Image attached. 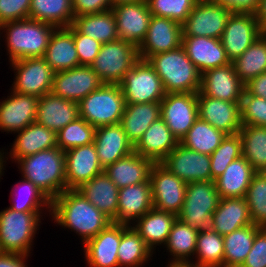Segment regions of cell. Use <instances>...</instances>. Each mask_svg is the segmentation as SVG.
Segmentation results:
<instances>
[{
  "label": "cell",
  "mask_w": 266,
  "mask_h": 267,
  "mask_svg": "<svg viewBox=\"0 0 266 267\" xmlns=\"http://www.w3.org/2000/svg\"><path fill=\"white\" fill-rule=\"evenodd\" d=\"M51 215L58 225L81 236L83 245L112 223L76 189H66L52 200Z\"/></svg>",
  "instance_id": "cell-1"
},
{
  "label": "cell",
  "mask_w": 266,
  "mask_h": 267,
  "mask_svg": "<svg viewBox=\"0 0 266 267\" xmlns=\"http://www.w3.org/2000/svg\"><path fill=\"white\" fill-rule=\"evenodd\" d=\"M22 177L31 181L51 200L67 189L65 151L54 147L18 159Z\"/></svg>",
  "instance_id": "cell-2"
},
{
  "label": "cell",
  "mask_w": 266,
  "mask_h": 267,
  "mask_svg": "<svg viewBox=\"0 0 266 267\" xmlns=\"http://www.w3.org/2000/svg\"><path fill=\"white\" fill-rule=\"evenodd\" d=\"M147 61L161 78L166 94L200 91L201 74L182 45L177 49L152 55Z\"/></svg>",
  "instance_id": "cell-3"
},
{
  "label": "cell",
  "mask_w": 266,
  "mask_h": 267,
  "mask_svg": "<svg viewBox=\"0 0 266 267\" xmlns=\"http://www.w3.org/2000/svg\"><path fill=\"white\" fill-rule=\"evenodd\" d=\"M55 28L49 23L30 18L0 25V31L6 33L4 38H6L9 62L43 57Z\"/></svg>",
  "instance_id": "cell-4"
},
{
  "label": "cell",
  "mask_w": 266,
  "mask_h": 267,
  "mask_svg": "<svg viewBox=\"0 0 266 267\" xmlns=\"http://www.w3.org/2000/svg\"><path fill=\"white\" fill-rule=\"evenodd\" d=\"M220 196L214 181H195L187 184L183 207L177 218L193 227L198 233L211 231L214 226L213 212Z\"/></svg>",
  "instance_id": "cell-5"
},
{
  "label": "cell",
  "mask_w": 266,
  "mask_h": 267,
  "mask_svg": "<svg viewBox=\"0 0 266 267\" xmlns=\"http://www.w3.org/2000/svg\"><path fill=\"white\" fill-rule=\"evenodd\" d=\"M125 104L120 84H103L78 102L79 117L95 128L119 124Z\"/></svg>",
  "instance_id": "cell-6"
},
{
  "label": "cell",
  "mask_w": 266,
  "mask_h": 267,
  "mask_svg": "<svg viewBox=\"0 0 266 267\" xmlns=\"http://www.w3.org/2000/svg\"><path fill=\"white\" fill-rule=\"evenodd\" d=\"M41 214L14 211L9 207L0 211V251L30 256Z\"/></svg>",
  "instance_id": "cell-7"
},
{
  "label": "cell",
  "mask_w": 266,
  "mask_h": 267,
  "mask_svg": "<svg viewBox=\"0 0 266 267\" xmlns=\"http://www.w3.org/2000/svg\"><path fill=\"white\" fill-rule=\"evenodd\" d=\"M138 60V48L118 39L102 44L91 68L104 84H120Z\"/></svg>",
  "instance_id": "cell-8"
},
{
  "label": "cell",
  "mask_w": 266,
  "mask_h": 267,
  "mask_svg": "<svg viewBox=\"0 0 266 267\" xmlns=\"http://www.w3.org/2000/svg\"><path fill=\"white\" fill-rule=\"evenodd\" d=\"M126 104L160 102L165 97L161 78L147 60L139 59L120 83Z\"/></svg>",
  "instance_id": "cell-9"
},
{
  "label": "cell",
  "mask_w": 266,
  "mask_h": 267,
  "mask_svg": "<svg viewBox=\"0 0 266 267\" xmlns=\"http://www.w3.org/2000/svg\"><path fill=\"white\" fill-rule=\"evenodd\" d=\"M232 13L215 1L198 0L182 24V37L199 36L220 39Z\"/></svg>",
  "instance_id": "cell-10"
},
{
  "label": "cell",
  "mask_w": 266,
  "mask_h": 267,
  "mask_svg": "<svg viewBox=\"0 0 266 267\" xmlns=\"http://www.w3.org/2000/svg\"><path fill=\"white\" fill-rule=\"evenodd\" d=\"M10 64L16 73L12 91L38 97L51 92L55 72L43 57L24 58Z\"/></svg>",
  "instance_id": "cell-11"
},
{
  "label": "cell",
  "mask_w": 266,
  "mask_h": 267,
  "mask_svg": "<svg viewBox=\"0 0 266 267\" xmlns=\"http://www.w3.org/2000/svg\"><path fill=\"white\" fill-rule=\"evenodd\" d=\"M149 181L153 207L178 216L183 207L187 184L160 163L152 165Z\"/></svg>",
  "instance_id": "cell-12"
},
{
  "label": "cell",
  "mask_w": 266,
  "mask_h": 267,
  "mask_svg": "<svg viewBox=\"0 0 266 267\" xmlns=\"http://www.w3.org/2000/svg\"><path fill=\"white\" fill-rule=\"evenodd\" d=\"M160 117L180 142L198 118L197 93H167L160 101Z\"/></svg>",
  "instance_id": "cell-13"
},
{
  "label": "cell",
  "mask_w": 266,
  "mask_h": 267,
  "mask_svg": "<svg viewBox=\"0 0 266 267\" xmlns=\"http://www.w3.org/2000/svg\"><path fill=\"white\" fill-rule=\"evenodd\" d=\"M264 33L253 13H232L220 38L227 58L233 62Z\"/></svg>",
  "instance_id": "cell-14"
},
{
  "label": "cell",
  "mask_w": 266,
  "mask_h": 267,
  "mask_svg": "<svg viewBox=\"0 0 266 267\" xmlns=\"http://www.w3.org/2000/svg\"><path fill=\"white\" fill-rule=\"evenodd\" d=\"M160 164L186 184L212 180L210 156L188 149L180 143Z\"/></svg>",
  "instance_id": "cell-15"
},
{
  "label": "cell",
  "mask_w": 266,
  "mask_h": 267,
  "mask_svg": "<svg viewBox=\"0 0 266 267\" xmlns=\"http://www.w3.org/2000/svg\"><path fill=\"white\" fill-rule=\"evenodd\" d=\"M182 25L165 17L152 15L148 32L138 47L139 59L171 51L182 45Z\"/></svg>",
  "instance_id": "cell-16"
},
{
  "label": "cell",
  "mask_w": 266,
  "mask_h": 267,
  "mask_svg": "<svg viewBox=\"0 0 266 267\" xmlns=\"http://www.w3.org/2000/svg\"><path fill=\"white\" fill-rule=\"evenodd\" d=\"M103 84L91 66L80 65L55 72L51 92L64 99L79 102Z\"/></svg>",
  "instance_id": "cell-17"
},
{
  "label": "cell",
  "mask_w": 266,
  "mask_h": 267,
  "mask_svg": "<svg viewBox=\"0 0 266 267\" xmlns=\"http://www.w3.org/2000/svg\"><path fill=\"white\" fill-rule=\"evenodd\" d=\"M111 10L116 18L118 38L138 48L148 32L152 17L147 1L122 3Z\"/></svg>",
  "instance_id": "cell-18"
},
{
  "label": "cell",
  "mask_w": 266,
  "mask_h": 267,
  "mask_svg": "<svg viewBox=\"0 0 266 267\" xmlns=\"http://www.w3.org/2000/svg\"><path fill=\"white\" fill-rule=\"evenodd\" d=\"M198 117L227 135H234L242 127L240 102L215 99L197 92Z\"/></svg>",
  "instance_id": "cell-19"
},
{
  "label": "cell",
  "mask_w": 266,
  "mask_h": 267,
  "mask_svg": "<svg viewBox=\"0 0 266 267\" xmlns=\"http://www.w3.org/2000/svg\"><path fill=\"white\" fill-rule=\"evenodd\" d=\"M65 167L67 189H77L104 171L94 142L66 150Z\"/></svg>",
  "instance_id": "cell-20"
},
{
  "label": "cell",
  "mask_w": 266,
  "mask_h": 267,
  "mask_svg": "<svg viewBox=\"0 0 266 267\" xmlns=\"http://www.w3.org/2000/svg\"><path fill=\"white\" fill-rule=\"evenodd\" d=\"M244 87L245 84L236 75L232 62L201 74L200 92L215 99L240 102Z\"/></svg>",
  "instance_id": "cell-21"
},
{
  "label": "cell",
  "mask_w": 266,
  "mask_h": 267,
  "mask_svg": "<svg viewBox=\"0 0 266 267\" xmlns=\"http://www.w3.org/2000/svg\"><path fill=\"white\" fill-rule=\"evenodd\" d=\"M38 100V96L11 91L0 102V130L15 133L35 122Z\"/></svg>",
  "instance_id": "cell-22"
},
{
  "label": "cell",
  "mask_w": 266,
  "mask_h": 267,
  "mask_svg": "<svg viewBox=\"0 0 266 267\" xmlns=\"http://www.w3.org/2000/svg\"><path fill=\"white\" fill-rule=\"evenodd\" d=\"M120 242L121 224L112 222L83 245L87 265L119 267L117 252Z\"/></svg>",
  "instance_id": "cell-23"
},
{
  "label": "cell",
  "mask_w": 266,
  "mask_h": 267,
  "mask_svg": "<svg viewBox=\"0 0 266 267\" xmlns=\"http://www.w3.org/2000/svg\"><path fill=\"white\" fill-rule=\"evenodd\" d=\"M182 47L200 74L231 63L221 40L217 38L182 37Z\"/></svg>",
  "instance_id": "cell-24"
},
{
  "label": "cell",
  "mask_w": 266,
  "mask_h": 267,
  "mask_svg": "<svg viewBox=\"0 0 266 267\" xmlns=\"http://www.w3.org/2000/svg\"><path fill=\"white\" fill-rule=\"evenodd\" d=\"M79 117L78 102L64 99L52 92L39 97L35 121L58 133Z\"/></svg>",
  "instance_id": "cell-25"
},
{
  "label": "cell",
  "mask_w": 266,
  "mask_h": 267,
  "mask_svg": "<svg viewBox=\"0 0 266 267\" xmlns=\"http://www.w3.org/2000/svg\"><path fill=\"white\" fill-rule=\"evenodd\" d=\"M152 208L150 182L120 188L117 217L113 222L131 225Z\"/></svg>",
  "instance_id": "cell-26"
},
{
  "label": "cell",
  "mask_w": 266,
  "mask_h": 267,
  "mask_svg": "<svg viewBox=\"0 0 266 267\" xmlns=\"http://www.w3.org/2000/svg\"><path fill=\"white\" fill-rule=\"evenodd\" d=\"M94 145L103 168L134 151L120 123L97 127Z\"/></svg>",
  "instance_id": "cell-27"
},
{
  "label": "cell",
  "mask_w": 266,
  "mask_h": 267,
  "mask_svg": "<svg viewBox=\"0 0 266 267\" xmlns=\"http://www.w3.org/2000/svg\"><path fill=\"white\" fill-rule=\"evenodd\" d=\"M43 58L54 72L79 66L73 38V25L54 29Z\"/></svg>",
  "instance_id": "cell-28"
},
{
  "label": "cell",
  "mask_w": 266,
  "mask_h": 267,
  "mask_svg": "<svg viewBox=\"0 0 266 267\" xmlns=\"http://www.w3.org/2000/svg\"><path fill=\"white\" fill-rule=\"evenodd\" d=\"M178 143L166 123L159 117L134 146V151L153 163H160Z\"/></svg>",
  "instance_id": "cell-29"
},
{
  "label": "cell",
  "mask_w": 266,
  "mask_h": 267,
  "mask_svg": "<svg viewBox=\"0 0 266 267\" xmlns=\"http://www.w3.org/2000/svg\"><path fill=\"white\" fill-rule=\"evenodd\" d=\"M154 163L135 151L104 168V173L120 189L130 185L150 182L149 175Z\"/></svg>",
  "instance_id": "cell-30"
},
{
  "label": "cell",
  "mask_w": 266,
  "mask_h": 267,
  "mask_svg": "<svg viewBox=\"0 0 266 267\" xmlns=\"http://www.w3.org/2000/svg\"><path fill=\"white\" fill-rule=\"evenodd\" d=\"M112 222L117 217L119 188L104 171L76 189Z\"/></svg>",
  "instance_id": "cell-31"
},
{
  "label": "cell",
  "mask_w": 266,
  "mask_h": 267,
  "mask_svg": "<svg viewBox=\"0 0 266 267\" xmlns=\"http://www.w3.org/2000/svg\"><path fill=\"white\" fill-rule=\"evenodd\" d=\"M15 133L18 135L9 152L10 157L15 162L42 150L57 147V133L36 121Z\"/></svg>",
  "instance_id": "cell-32"
},
{
  "label": "cell",
  "mask_w": 266,
  "mask_h": 267,
  "mask_svg": "<svg viewBox=\"0 0 266 267\" xmlns=\"http://www.w3.org/2000/svg\"><path fill=\"white\" fill-rule=\"evenodd\" d=\"M176 219V215L153 207L137 219L132 227L144 240L147 247L154 252V248L166 244Z\"/></svg>",
  "instance_id": "cell-33"
},
{
  "label": "cell",
  "mask_w": 266,
  "mask_h": 267,
  "mask_svg": "<svg viewBox=\"0 0 266 267\" xmlns=\"http://www.w3.org/2000/svg\"><path fill=\"white\" fill-rule=\"evenodd\" d=\"M212 215L213 230L221 236L253 224L245 197L220 198L218 207Z\"/></svg>",
  "instance_id": "cell-34"
},
{
  "label": "cell",
  "mask_w": 266,
  "mask_h": 267,
  "mask_svg": "<svg viewBox=\"0 0 266 267\" xmlns=\"http://www.w3.org/2000/svg\"><path fill=\"white\" fill-rule=\"evenodd\" d=\"M254 172L243 156L231 162L214 180L220 198L245 197Z\"/></svg>",
  "instance_id": "cell-35"
},
{
  "label": "cell",
  "mask_w": 266,
  "mask_h": 267,
  "mask_svg": "<svg viewBox=\"0 0 266 267\" xmlns=\"http://www.w3.org/2000/svg\"><path fill=\"white\" fill-rule=\"evenodd\" d=\"M160 117V102L125 104L120 124L133 146L151 124Z\"/></svg>",
  "instance_id": "cell-36"
},
{
  "label": "cell",
  "mask_w": 266,
  "mask_h": 267,
  "mask_svg": "<svg viewBox=\"0 0 266 267\" xmlns=\"http://www.w3.org/2000/svg\"><path fill=\"white\" fill-rule=\"evenodd\" d=\"M198 232L178 218L173 223L168 240L164 247L173 256L167 266H186L195 255ZM190 257V258H189Z\"/></svg>",
  "instance_id": "cell-37"
},
{
  "label": "cell",
  "mask_w": 266,
  "mask_h": 267,
  "mask_svg": "<svg viewBox=\"0 0 266 267\" xmlns=\"http://www.w3.org/2000/svg\"><path fill=\"white\" fill-rule=\"evenodd\" d=\"M81 34L105 44L118 40L116 18L112 10L76 16L72 24Z\"/></svg>",
  "instance_id": "cell-38"
},
{
  "label": "cell",
  "mask_w": 266,
  "mask_h": 267,
  "mask_svg": "<svg viewBox=\"0 0 266 267\" xmlns=\"http://www.w3.org/2000/svg\"><path fill=\"white\" fill-rule=\"evenodd\" d=\"M261 227L249 224L223 236V267H241L249 254L257 231Z\"/></svg>",
  "instance_id": "cell-39"
},
{
  "label": "cell",
  "mask_w": 266,
  "mask_h": 267,
  "mask_svg": "<svg viewBox=\"0 0 266 267\" xmlns=\"http://www.w3.org/2000/svg\"><path fill=\"white\" fill-rule=\"evenodd\" d=\"M152 253L132 225L121 224V242L117 252L119 267L144 266L153 257Z\"/></svg>",
  "instance_id": "cell-40"
},
{
  "label": "cell",
  "mask_w": 266,
  "mask_h": 267,
  "mask_svg": "<svg viewBox=\"0 0 266 267\" xmlns=\"http://www.w3.org/2000/svg\"><path fill=\"white\" fill-rule=\"evenodd\" d=\"M29 18L56 28L69 27L74 21L71 0H31Z\"/></svg>",
  "instance_id": "cell-41"
},
{
  "label": "cell",
  "mask_w": 266,
  "mask_h": 267,
  "mask_svg": "<svg viewBox=\"0 0 266 267\" xmlns=\"http://www.w3.org/2000/svg\"><path fill=\"white\" fill-rule=\"evenodd\" d=\"M226 135L198 117L179 143L188 149L210 156Z\"/></svg>",
  "instance_id": "cell-42"
},
{
  "label": "cell",
  "mask_w": 266,
  "mask_h": 267,
  "mask_svg": "<svg viewBox=\"0 0 266 267\" xmlns=\"http://www.w3.org/2000/svg\"><path fill=\"white\" fill-rule=\"evenodd\" d=\"M238 134L242 140V156L255 171H266V127L242 125Z\"/></svg>",
  "instance_id": "cell-43"
},
{
  "label": "cell",
  "mask_w": 266,
  "mask_h": 267,
  "mask_svg": "<svg viewBox=\"0 0 266 267\" xmlns=\"http://www.w3.org/2000/svg\"><path fill=\"white\" fill-rule=\"evenodd\" d=\"M232 63L236 75L244 84L266 72V33Z\"/></svg>",
  "instance_id": "cell-44"
},
{
  "label": "cell",
  "mask_w": 266,
  "mask_h": 267,
  "mask_svg": "<svg viewBox=\"0 0 266 267\" xmlns=\"http://www.w3.org/2000/svg\"><path fill=\"white\" fill-rule=\"evenodd\" d=\"M22 179L14 185L15 187L10 192L11 197L13 198L14 196V198L11 200L13 203L9 208L20 212H42V209L45 207L50 215L52 200L31 181L25 178ZM15 196L17 197L15 198Z\"/></svg>",
  "instance_id": "cell-45"
},
{
  "label": "cell",
  "mask_w": 266,
  "mask_h": 267,
  "mask_svg": "<svg viewBox=\"0 0 266 267\" xmlns=\"http://www.w3.org/2000/svg\"><path fill=\"white\" fill-rule=\"evenodd\" d=\"M195 255L197 260L191 266L223 267V236L214 230L198 233Z\"/></svg>",
  "instance_id": "cell-46"
},
{
  "label": "cell",
  "mask_w": 266,
  "mask_h": 267,
  "mask_svg": "<svg viewBox=\"0 0 266 267\" xmlns=\"http://www.w3.org/2000/svg\"><path fill=\"white\" fill-rule=\"evenodd\" d=\"M251 220L266 228V171H255L246 193Z\"/></svg>",
  "instance_id": "cell-47"
},
{
  "label": "cell",
  "mask_w": 266,
  "mask_h": 267,
  "mask_svg": "<svg viewBox=\"0 0 266 267\" xmlns=\"http://www.w3.org/2000/svg\"><path fill=\"white\" fill-rule=\"evenodd\" d=\"M95 127L78 117L57 133V147L66 151L68 149L88 145L94 142Z\"/></svg>",
  "instance_id": "cell-48"
},
{
  "label": "cell",
  "mask_w": 266,
  "mask_h": 267,
  "mask_svg": "<svg viewBox=\"0 0 266 267\" xmlns=\"http://www.w3.org/2000/svg\"><path fill=\"white\" fill-rule=\"evenodd\" d=\"M242 156L240 135H226L220 146L210 155L212 181L223 174L227 166Z\"/></svg>",
  "instance_id": "cell-49"
},
{
  "label": "cell",
  "mask_w": 266,
  "mask_h": 267,
  "mask_svg": "<svg viewBox=\"0 0 266 267\" xmlns=\"http://www.w3.org/2000/svg\"><path fill=\"white\" fill-rule=\"evenodd\" d=\"M197 2L198 0H147L152 15L169 18L181 25Z\"/></svg>",
  "instance_id": "cell-50"
},
{
  "label": "cell",
  "mask_w": 266,
  "mask_h": 267,
  "mask_svg": "<svg viewBox=\"0 0 266 267\" xmlns=\"http://www.w3.org/2000/svg\"><path fill=\"white\" fill-rule=\"evenodd\" d=\"M240 118L242 125L266 127V100L244 90L240 101Z\"/></svg>",
  "instance_id": "cell-51"
},
{
  "label": "cell",
  "mask_w": 266,
  "mask_h": 267,
  "mask_svg": "<svg viewBox=\"0 0 266 267\" xmlns=\"http://www.w3.org/2000/svg\"><path fill=\"white\" fill-rule=\"evenodd\" d=\"M73 38L79 58V66H91L97 57L102 44L93 38L81 34L74 26Z\"/></svg>",
  "instance_id": "cell-52"
},
{
  "label": "cell",
  "mask_w": 266,
  "mask_h": 267,
  "mask_svg": "<svg viewBox=\"0 0 266 267\" xmlns=\"http://www.w3.org/2000/svg\"><path fill=\"white\" fill-rule=\"evenodd\" d=\"M31 0H0V25L29 18Z\"/></svg>",
  "instance_id": "cell-53"
},
{
  "label": "cell",
  "mask_w": 266,
  "mask_h": 267,
  "mask_svg": "<svg viewBox=\"0 0 266 267\" xmlns=\"http://www.w3.org/2000/svg\"><path fill=\"white\" fill-rule=\"evenodd\" d=\"M241 267H266V228L261 227L257 231L252 248Z\"/></svg>",
  "instance_id": "cell-54"
},
{
  "label": "cell",
  "mask_w": 266,
  "mask_h": 267,
  "mask_svg": "<svg viewBox=\"0 0 266 267\" xmlns=\"http://www.w3.org/2000/svg\"><path fill=\"white\" fill-rule=\"evenodd\" d=\"M74 17L90 15L112 9L110 0H71Z\"/></svg>",
  "instance_id": "cell-55"
},
{
  "label": "cell",
  "mask_w": 266,
  "mask_h": 267,
  "mask_svg": "<svg viewBox=\"0 0 266 267\" xmlns=\"http://www.w3.org/2000/svg\"><path fill=\"white\" fill-rule=\"evenodd\" d=\"M222 4L233 13H253L255 14L260 0H212Z\"/></svg>",
  "instance_id": "cell-56"
},
{
  "label": "cell",
  "mask_w": 266,
  "mask_h": 267,
  "mask_svg": "<svg viewBox=\"0 0 266 267\" xmlns=\"http://www.w3.org/2000/svg\"><path fill=\"white\" fill-rule=\"evenodd\" d=\"M245 91L266 100V72L249 80L244 87Z\"/></svg>",
  "instance_id": "cell-57"
},
{
  "label": "cell",
  "mask_w": 266,
  "mask_h": 267,
  "mask_svg": "<svg viewBox=\"0 0 266 267\" xmlns=\"http://www.w3.org/2000/svg\"><path fill=\"white\" fill-rule=\"evenodd\" d=\"M28 255L0 251V267H27Z\"/></svg>",
  "instance_id": "cell-58"
},
{
  "label": "cell",
  "mask_w": 266,
  "mask_h": 267,
  "mask_svg": "<svg viewBox=\"0 0 266 267\" xmlns=\"http://www.w3.org/2000/svg\"><path fill=\"white\" fill-rule=\"evenodd\" d=\"M255 16L263 33H266V0H260Z\"/></svg>",
  "instance_id": "cell-59"
},
{
  "label": "cell",
  "mask_w": 266,
  "mask_h": 267,
  "mask_svg": "<svg viewBox=\"0 0 266 267\" xmlns=\"http://www.w3.org/2000/svg\"><path fill=\"white\" fill-rule=\"evenodd\" d=\"M112 3V7L118 4H122V3H135V2H139V1H147V0H110Z\"/></svg>",
  "instance_id": "cell-60"
},
{
  "label": "cell",
  "mask_w": 266,
  "mask_h": 267,
  "mask_svg": "<svg viewBox=\"0 0 266 267\" xmlns=\"http://www.w3.org/2000/svg\"><path fill=\"white\" fill-rule=\"evenodd\" d=\"M5 158H7V157H6V155H4V152L2 153L0 151V179H1V176L3 174V170H5L4 169V162L6 163V160H4Z\"/></svg>",
  "instance_id": "cell-61"
},
{
  "label": "cell",
  "mask_w": 266,
  "mask_h": 267,
  "mask_svg": "<svg viewBox=\"0 0 266 267\" xmlns=\"http://www.w3.org/2000/svg\"><path fill=\"white\" fill-rule=\"evenodd\" d=\"M184 267H200V266H191V265H186Z\"/></svg>",
  "instance_id": "cell-62"
},
{
  "label": "cell",
  "mask_w": 266,
  "mask_h": 267,
  "mask_svg": "<svg viewBox=\"0 0 266 267\" xmlns=\"http://www.w3.org/2000/svg\"><path fill=\"white\" fill-rule=\"evenodd\" d=\"M166 267H183V266H166Z\"/></svg>",
  "instance_id": "cell-63"
}]
</instances>
